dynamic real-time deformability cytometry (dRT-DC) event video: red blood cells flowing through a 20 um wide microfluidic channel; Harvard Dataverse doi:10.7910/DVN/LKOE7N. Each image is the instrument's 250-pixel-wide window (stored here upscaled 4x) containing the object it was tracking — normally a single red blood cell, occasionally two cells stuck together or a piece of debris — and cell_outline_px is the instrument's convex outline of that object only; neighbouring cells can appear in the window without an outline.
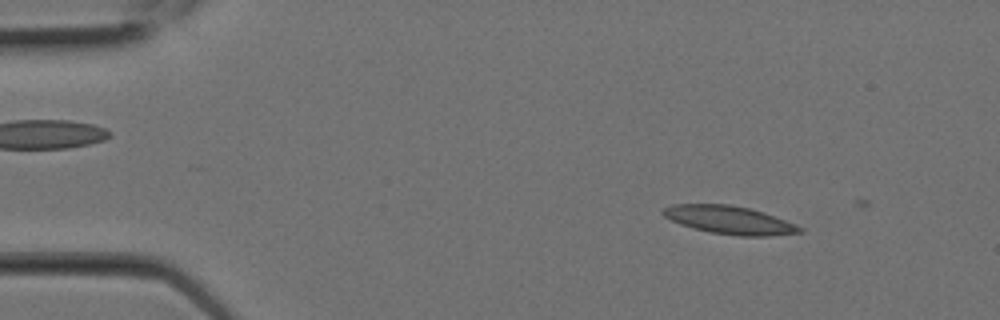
{"species": "Egyptian fruit bat (a non-hibernating species)", "species_latin": "Rousettus aegyptiacus", "temperature_condition": "room temperature", "stored_images_in_passage": 3, "camera_frame_rate_fps": 3000, "um_per_image_px": 0.085, "animal": {"sex": "female"}, "frame": {"image": 1, "passage_image": 2, "time_ms": 0.333, "image_size_px": [1000, 320], "cell_outline_px": [[804, 232], [772, 236], [740, 236], [712, 232], [692, 228], [680, 224], [664, 216], [660, 212], [664, 208], [672, 204], [728, 204], [748, 208], [764, 212], [796, 224], [804, 228]], "centroid_in_image_um": [62.03, 18.7], "position_along_channel_um": 23.0, "area_um2": 22.43}}